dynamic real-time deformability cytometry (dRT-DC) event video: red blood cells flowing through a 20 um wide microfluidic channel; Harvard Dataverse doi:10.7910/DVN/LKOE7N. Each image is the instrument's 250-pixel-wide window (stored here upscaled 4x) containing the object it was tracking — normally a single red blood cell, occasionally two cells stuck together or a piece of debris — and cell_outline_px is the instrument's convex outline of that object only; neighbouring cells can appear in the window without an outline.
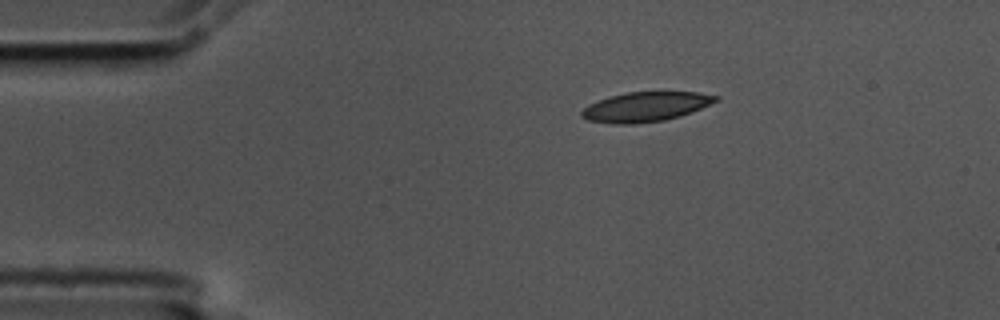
{"species": "common noctule bat (a hibernating species)", "species_latin": "Nyctalus noctula", "temperature_condition": "cold", "stored_images_in_passage": 6, "camera_frame_rate_fps": 3000, "um_per_image_px": 0.085, "animal": {"sex": "male", "body_mass_g": 17.5, "forearm_length_mm": 52.3}, "frame": {"image": 1, "passage_image": 1, "time_ms": 0.0, "image_size_px": [1000, 320], "cell_outline_px": [[720, 100], [680, 116], [664, 120], [636, 124], [612, 124], [588, 120], [580, 116], [580, 112], [588, 104], [624, 92], [700, 92], [720, 96]], "centroid_in_image_um": [54.88, 9.08], "position_along_channel_um": 30.1, "area_um2": 23.18}}
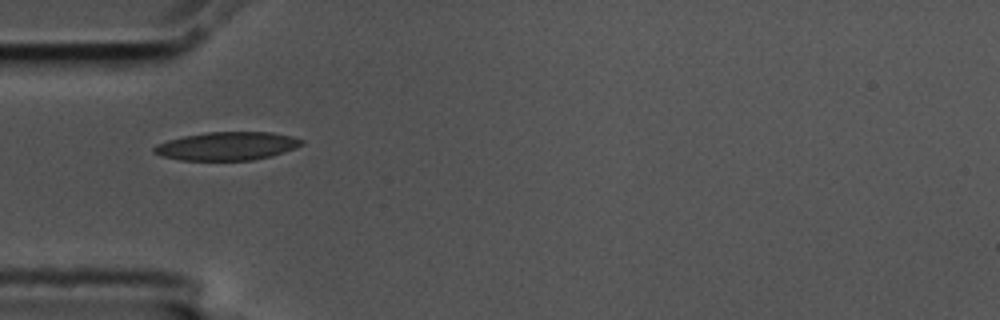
{"frame": {"image": 2, "passage_image": 3, "time_ms": 0.667, "image_size_px": [1000, 320], "cell_outline_px": [[304, 144], [284, 152], [252, 160], [180, 160], [160, 156], [152, 152], [152, 148], [156, 144], [168, 140], [184, 136], [208, 132], [272, 132], [292, 136], [304, 140]], "centroid_in_image_um": [19.27, 12.41], "position_along_channel_um": 65.7, "area_um2": 24.33}}
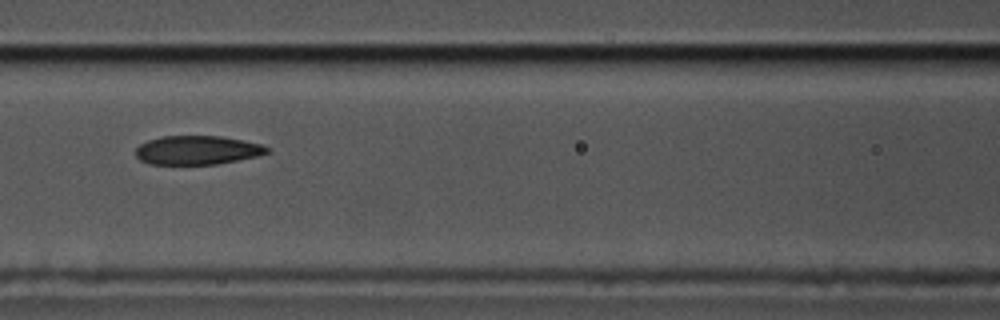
{"frame": {"image": 3, "passage_image": 5, "time_ms": 1.333, "image_size_px": [1000, 320], "cell_outline_px": [[272, 152], [260, 156], [216, 164], [148, 164], [140, 160], [136, 156], [136, 148], [140, 144], [148, 140], [160, 136], [220, 136], [244, 140], [264, 144]], "centroid_in_image_um": [16.81, 12.76], "position_along_channel_um": 149.8, "area_um2": 22.37}}